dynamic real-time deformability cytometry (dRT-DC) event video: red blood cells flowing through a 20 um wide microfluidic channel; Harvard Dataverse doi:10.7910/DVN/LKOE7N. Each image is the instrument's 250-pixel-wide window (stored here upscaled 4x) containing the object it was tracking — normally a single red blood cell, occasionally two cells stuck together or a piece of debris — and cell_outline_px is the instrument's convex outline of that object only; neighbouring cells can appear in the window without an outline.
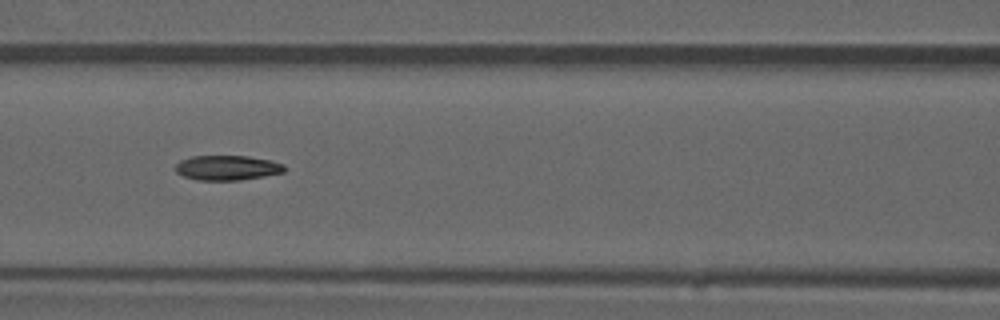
{"species": "common noctule bat (a hibernating species)", "species_latin": "Nyctalus noctula", "temperature_condition": "warm", "stored_images_in_passage": 52, "camera_frame_rate_fps": 3000, "um_per_image_px": 0.085, "animal": {"sex": "male", "forearm_length_mm": 52.5}, "frame": {"image": 1, "passage_image": 23, "time_ms": 7.333, "image_size_px": [1000, 320], "cell_outline_px": [[284, 172], [264, 176], [240, 180], [196, 180], [184, 176], [176, 172], [176, 164], [180, 160], [192, 156], [248, 156], [272, 160], [284, 164]], "centroid_in_image_um": [19.32, 14.26], "position_along_channel_um": 147.3, "area_um2": 15.78}}